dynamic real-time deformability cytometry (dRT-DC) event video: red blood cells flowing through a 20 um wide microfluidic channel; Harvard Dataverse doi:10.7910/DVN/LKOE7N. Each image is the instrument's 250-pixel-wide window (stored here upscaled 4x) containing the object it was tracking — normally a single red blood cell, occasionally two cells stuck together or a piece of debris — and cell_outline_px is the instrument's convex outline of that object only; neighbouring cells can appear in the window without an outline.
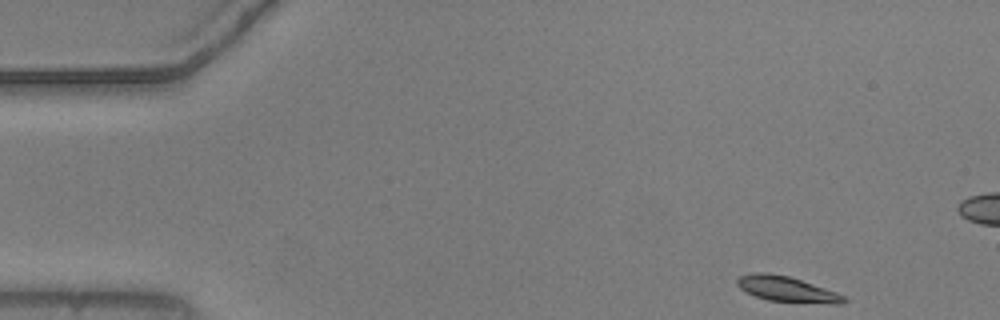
{"species": "common noctule bat (a hibernating species)", "species_latin": "Nyctalus noctula", "temperature_condition": "warm", "stored_images_in_passage": 16, "camera_frame_rate_fps": 3000, "um_per_image_px": 0.085, "animal": {"sex": "male", "body_mass_g": 20.5, "forearm_length_mm": 52.5}, "frame": {"image": 1, "passage_image": 1, "time_ms": 0.0, "image_size_px": [1000, 320], "cell_outline_px": [[848, 300], [844, 304], [828, 304], [768, 300], [756, 296], [740, 288], [736, 284], [736, 280], [740, 276], [752, 272], [768, 272], [788, 276], [836, 292], [844, 296]], "centroid_in_image_um": [66.89, 24.58], "position_along_channel_um": 18.1, "area_um2": 15.72}}